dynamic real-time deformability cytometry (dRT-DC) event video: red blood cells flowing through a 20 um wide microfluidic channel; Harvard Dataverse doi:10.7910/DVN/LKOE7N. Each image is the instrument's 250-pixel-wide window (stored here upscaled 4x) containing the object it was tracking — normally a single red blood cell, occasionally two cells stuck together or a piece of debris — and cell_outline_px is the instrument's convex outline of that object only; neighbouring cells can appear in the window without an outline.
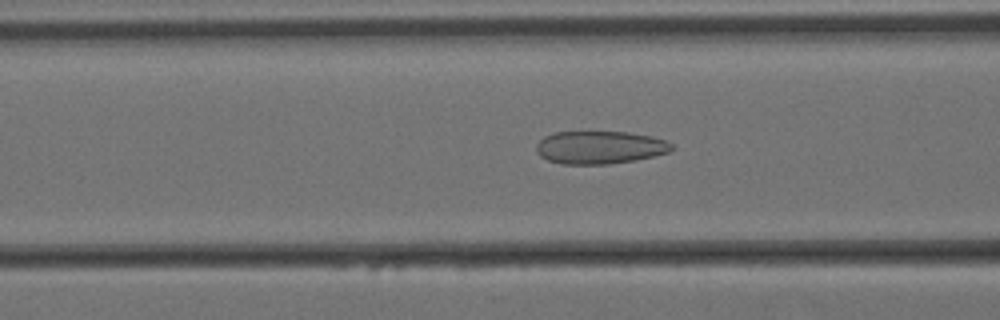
{"species": "Egyptian fruit bat (a non-hibernating species)", "species_latin": "Rousettus aegyptiacus", "temperature_condition": "cold", "stored_images_in_passage": 57, "camera_frame_rate_fps": 3000, "um_per_image_px": 0.085, "animal": {"sex": "female"}, "frame": {"image": 1, "passage_image": 21, "time_ms": 6.667, "image_size_px": [1000, 320], "cell_outline_px": [[672, 148], [668, 152], [636, 160], [608, 164], [560, 164], [548, 160], [540, 156], [536, 152], [536, 144], [544, 136], [552, 132], [628, 132], [652, 136], [664, 140], [672, 144]], "centroid_in_image_um": [50.94, 12.53], "position_along_channel_um": 115.7, "area_um2": 25.95}}
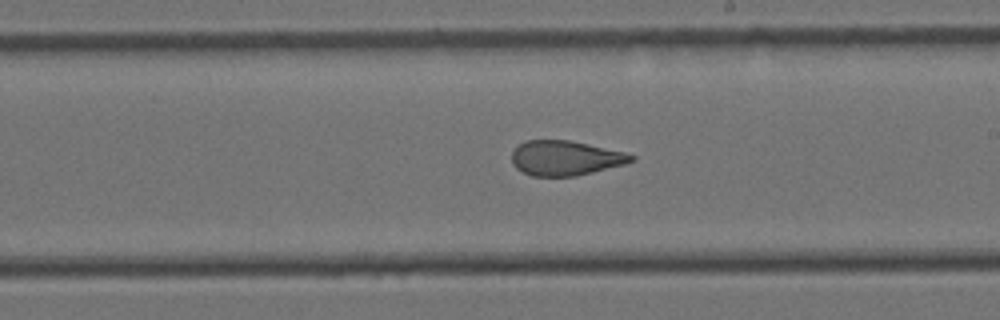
{"frame": {"image": 2, "passage_image": 32, "time_ms": 10.333, "image_size_px": [1000, 320], "cell_outline_px": [[636, 160], [628, 164], [576, 176], [532, 176], [516, 168], [512, 164], [512, 152], [520, 144], [528, 140], [568, 140], [588, 144], [624, 152], [636, 156]], "centroid_in_image_um": [48.1, 13.44], "position_along_channel_um": 240.9, "area_um2": 24.28}}
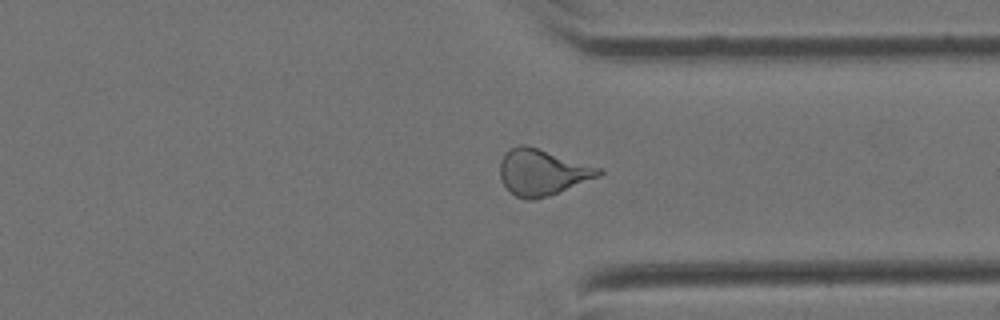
{"frame": {"image": 3, "passage_image": 43, "time_ms": 14.0, "image_size_px": [1000, 320], "cell_outline_px": [[604, 172], [600, 176], [536, 200], [524, 200], [516, 196], [504, 184], [500, 176], [500, 160], [512, 148], [520, 144], [524, 144], [604, 168]], "centroid_in_image_um": [46.13, 14.64], "position_along_channel_um": 365.3, "area_um2": 26.3}, "authors_computed_cell_mechanics": {"area_um2": 26.299, "velocity_mm_per_s": 3.4138, "shape_relaxation_time_tau1_ms": null, "shape_relaxation_time_tau2_ms": 1.6555, "deformation_change_tau1": null, "deformation_change_tau2": 0.0963}}